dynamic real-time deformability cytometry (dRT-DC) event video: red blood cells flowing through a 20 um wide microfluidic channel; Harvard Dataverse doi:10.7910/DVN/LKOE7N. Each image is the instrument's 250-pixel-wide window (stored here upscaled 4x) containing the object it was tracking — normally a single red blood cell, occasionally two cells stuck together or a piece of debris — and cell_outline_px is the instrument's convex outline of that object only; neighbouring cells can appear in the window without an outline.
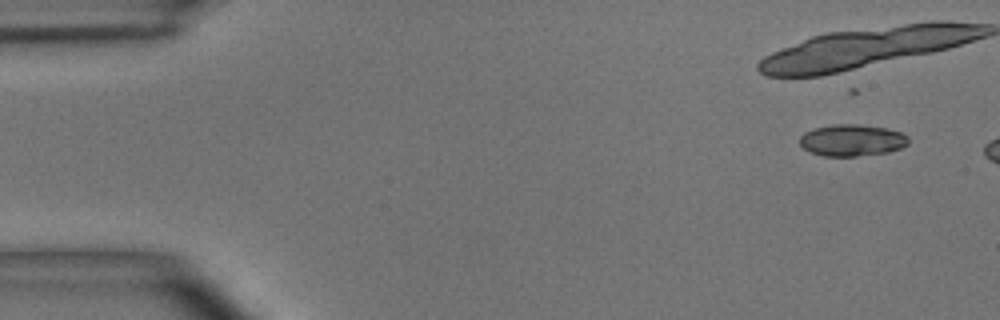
{"species": "common noctule bat (a hibernating species)", "species_latin": "Nyctalus noctula", "temperature_condition": "room temperature", "stored_images_in_passage": 3, "camera_frame_rate_fps": 3000, "um_per_image_px": 0.085, "animal": {"sex": "male", "body_mass_g": 15.6}, "frame": {"image": 1, "passage_image": 1, "time_ms": 0.0, "image_size_px": [1000, 320], "cell_outline_px": [[908, 144], [900, 148], [888, 152], [856, 156], [824, 156], [812, 152], [804, 148], [800, 144], [800, 136], [804, 132], [816, 128], [832, 124], [860, 124], [888, 128], [900, 132], [908, 136]], "centroid_in_image_um": [72.43, 11.91], "position_along_channel_um": 12.6, "area_um2": 20.06}}